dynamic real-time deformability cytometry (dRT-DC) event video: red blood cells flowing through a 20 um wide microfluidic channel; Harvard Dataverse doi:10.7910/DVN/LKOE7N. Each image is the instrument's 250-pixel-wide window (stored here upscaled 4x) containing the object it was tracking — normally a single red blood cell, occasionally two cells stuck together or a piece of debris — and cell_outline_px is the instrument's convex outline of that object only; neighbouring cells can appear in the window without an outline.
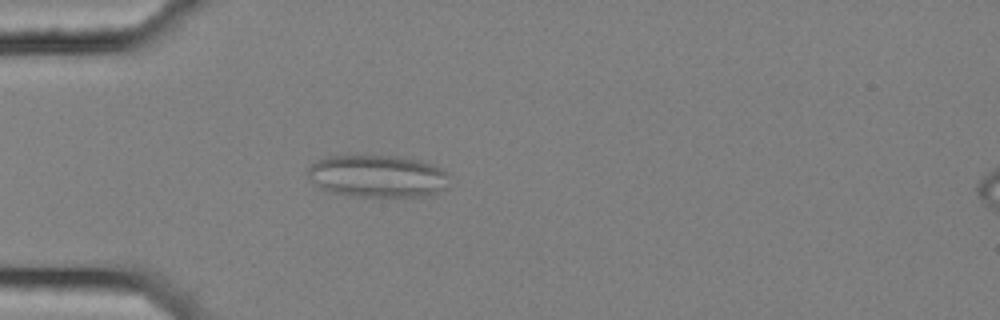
{"species": "common noctule bat (a hibernating species)", "species_latin": "Nyctalus noctula", "temperature_condition": "cold", "stored_images_in_passage": 48, "camera_frame_rate_fps": 3000, "um_per_image_px": 0.085, "animal": {"sex": "female", "body_mass_g": 25.1}, "frame": {"image": 1, "passage_image": 8, "time_ms": 2.333, "image_size_px": [1000, 320], "cell_outline_px": [[452, 176], [448, 188], [424, 196], [352, 196], [332, 192], [320, 188], [304, 172], [316, 160], [328, 156], [400, 156], [420, 160], [436, 164], [448, 172]], "centroid_in_image_um": [32.16, 14.96], "position_along_channel_um": 52.8, "area_um2": 35.43}}
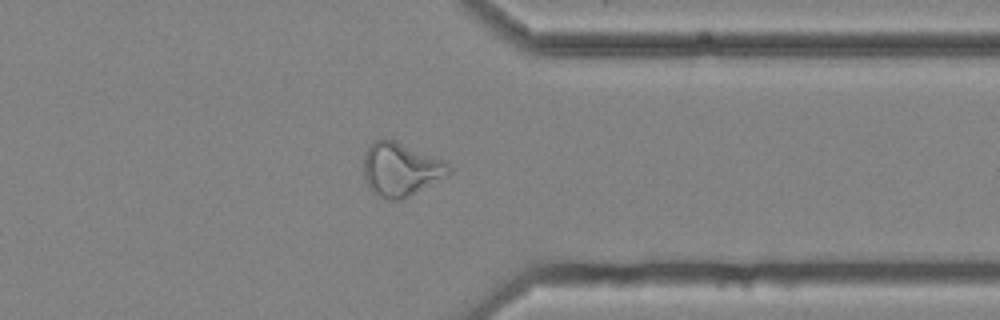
{"frame": {"image": 2, "passage_image": 36, "time_ms": 11.667, "image_size_px": [1000, 320], "cell_outline_px": [[452, 172], [448, 176], [400, 200], [388, 200], [376, 196], [368, 188], [364, 180], [364, 152], [372, 140], [396, 140], [448, 160], [452, 168]], "centroid_in_image_um": [34.09, 14.38], "position_along_channel_um": 377.3, "area_um2": 27.34}}
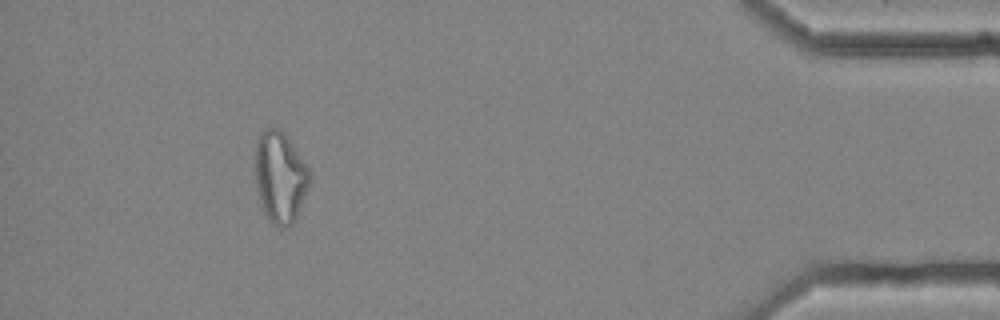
{"frame": {"image": 3, "passage_image": 43, "time_ms": 14.0, "image_size_px": [1000, 320], "cell_outline_px": [[312, 180], [296, 216], [292, 224], [284, 228], [280, 228], [272, 224], [268, 220], [260, 204], [256, 188], [256, 140], [260, 132], [268, 128], [280, 128], [284, 132], [312, 172]], "centroid_in_image_um": [23.82, 15.06], "position_along_channel_um": 411.4, "area_um2": 29.25}, "authors_computed_cell_mechanics": {"area_um2": 27.3105, "velocity_mm_per_s": 3.6318, "shape_relaxation_time_tau1_ms": null, "shape_relaxation_time_tau2_ms": 2.3009, "deformation_change_tau1": null, "deformation_change_tau2": 0.1049}}